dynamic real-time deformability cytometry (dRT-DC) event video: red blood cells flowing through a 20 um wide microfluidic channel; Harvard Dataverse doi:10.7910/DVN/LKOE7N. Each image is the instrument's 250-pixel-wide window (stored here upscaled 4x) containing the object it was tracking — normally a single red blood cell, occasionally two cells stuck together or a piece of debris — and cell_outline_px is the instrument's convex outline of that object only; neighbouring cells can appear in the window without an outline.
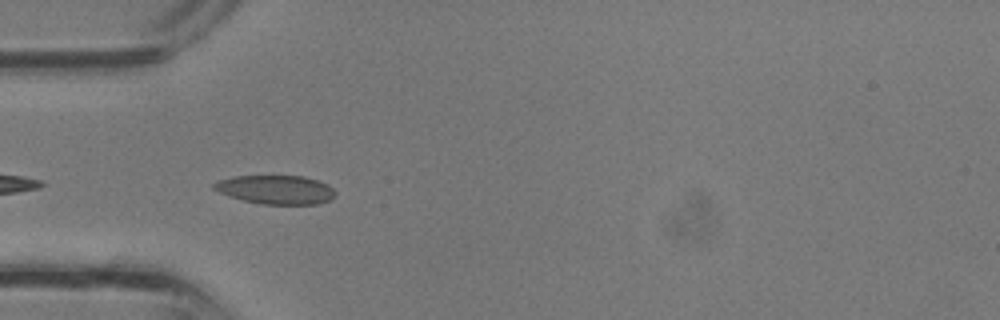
{"species": "common noctule bat (a hibernating species)", "species_latin": "Nyctalus noctula", "temperature_condition": "room temperature", "stored_images_in_passage": 4, "camera_frame_rate_fps": 3000, "um_per_image_px": 0.085, "animal": {"sex": "male", "body_mass_g": 13.3}, "frame": {"image": 1, "passage_image": 1, "time_ms": 0.0, "image_size_px": [1000, 320], "cell_outline_px": [[336, 192], [328, 200], [320, 204], [260, 204], [228, 196], [212, 188], [212, 184], [220, 180], [232, 176], [304, 176], [328, 184]], "centroid_in_image_um": [23.43, 16.12], "position_along_channel_um": 61.6, "area_um2": 20.29}}